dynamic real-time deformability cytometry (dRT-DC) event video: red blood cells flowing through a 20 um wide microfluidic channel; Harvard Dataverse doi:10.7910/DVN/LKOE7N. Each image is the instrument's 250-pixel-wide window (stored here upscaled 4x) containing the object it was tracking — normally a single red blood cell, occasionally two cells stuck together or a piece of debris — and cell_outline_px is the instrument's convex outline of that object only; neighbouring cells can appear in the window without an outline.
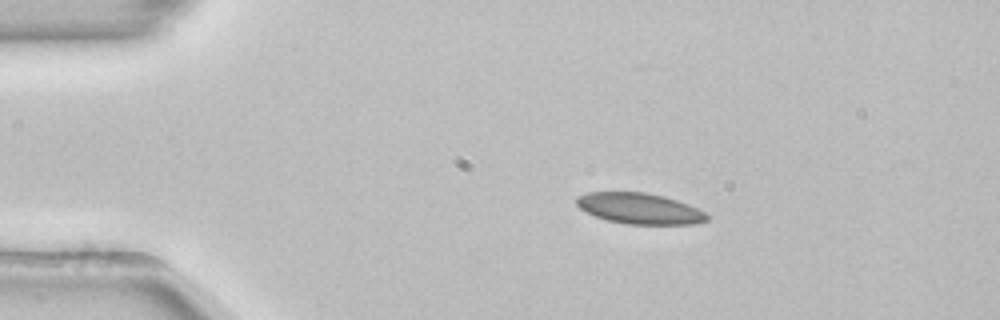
{"species": "common noctule bat (a hibernating species)", "species_latin": "Nyctalus noctula", "temperature_condition": "room temperature", "stored_images_in_passage": 44, "camera_frame_rate_fps": 3000, "um_per_image_px": 0.085, "animal": {"sex": "female", "body_mass_g": 22.7, "forearm_length_mm": 54.2}, "frame": {"image": 1, "passage_image": 1, "time_ms": 0.0, "image_size_px": [1000, 320], "cell_outline_px": [[708, 220], [692, 224], [624, 224], [608, 220], [596, 216], [580, 208], [576, 204], [576, 196], [588, 192], [648, 192], [664, 196], [688, 204], [704, 212], [708, 216]], "centroid_in_image_um": [54.35, 17.71], "position_along_channel_um": 30.7, "area_um2": 23.35}}
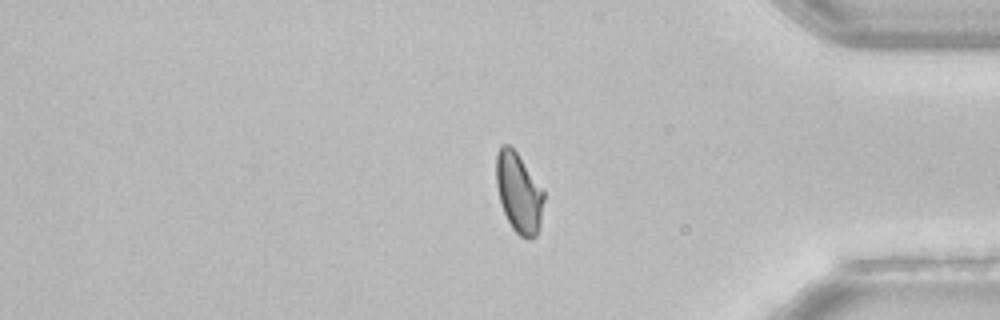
{"frame": {"image": 2, "passage_image": 35, "time_ms": 11.333, "image_size_px": [1000, 320], "cell_outline_px": [[544, 200], [540, 228], [536, 236], [528, 240], [520, 236], [512, 228], [504, 212], [500, 200], [496, 184], [496, 152], [500, 144], [508, 144], [516, 152], [544, 188]], "centroid_in_image_um": [44.11, 16.38], "position_along_channel_um": 391.1, "area_um2": 22.48}}
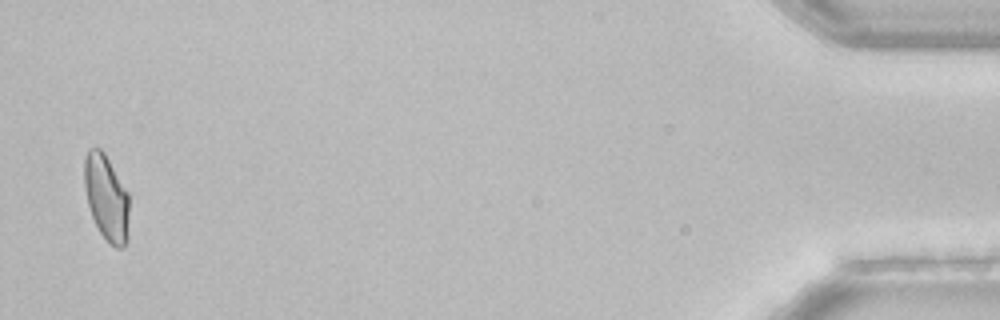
{"frame": {"image": 3, "passage_image": 43, "time_ms": 14.0, "image_size_px": [1000, 320], "cell_outline_px": [[128, 240], [124, 248], [116, 248], [100, 232], [92, 216], [88, 204], [84, 188], [84, 156], [88, 148], [100, 148], [104, 152], [128, 192]], "centroid_in_image_um": [9.04, 16.78], "position_along_channel_um": 426.2, "area_um2": 22.43}, "authors_computed_cell_mechanics": {"area_um2": 23.3512, "velocity_mm_per_s": 3.863, "shape_relaxation_time_tau1_ms": 10.623, "shape_relaxation_time_tau2_ms": 1.4022, "deformation_change_tau1": 0.1613, "deformation_change_tau2": 0.0467}}